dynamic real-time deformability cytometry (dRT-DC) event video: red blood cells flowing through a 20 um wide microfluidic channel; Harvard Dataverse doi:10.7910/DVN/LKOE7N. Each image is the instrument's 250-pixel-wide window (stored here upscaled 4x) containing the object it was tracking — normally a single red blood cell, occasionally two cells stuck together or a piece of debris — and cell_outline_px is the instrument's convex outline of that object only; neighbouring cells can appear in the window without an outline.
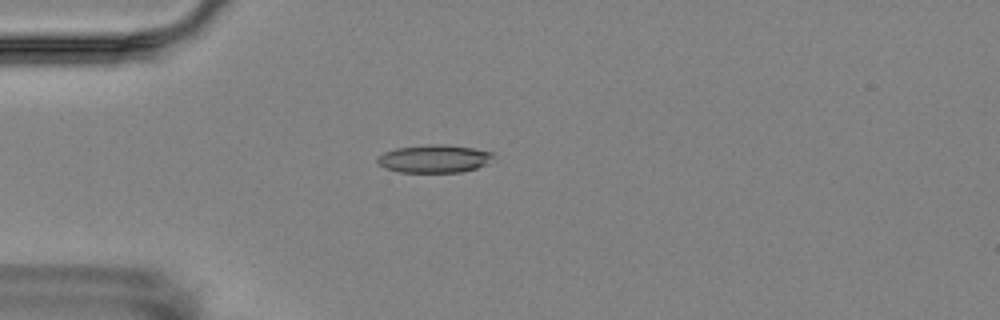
{"species": "Egyptian fruit bat (a non-hibernating species)", "species_latin": "Rousettus aegyptiacus", "temperature_condition": "room temperature", "stored_images_in_passage": 5, "camera_frame_rate_fps": 3000, "um_per_image_px": 0.085, "animal": {"sex": "female"}, "frame": {"image": 1, "passage_image": 5, "time_ms": 4.667, "image_size_px": [1000, 320], "cell_outline_px": [[492, 156], [488, 164], [476, 168], [460, 172], [400, 172], [384, 168], [376, 160], [384, 152], [396, 148], [428, 144], [444, 144], [472, 148], [492, 152]], "centroid_in_image_um": [36.9, 13.49], "position_along_channel_um": 48.1, "area_um2": 18.73}}